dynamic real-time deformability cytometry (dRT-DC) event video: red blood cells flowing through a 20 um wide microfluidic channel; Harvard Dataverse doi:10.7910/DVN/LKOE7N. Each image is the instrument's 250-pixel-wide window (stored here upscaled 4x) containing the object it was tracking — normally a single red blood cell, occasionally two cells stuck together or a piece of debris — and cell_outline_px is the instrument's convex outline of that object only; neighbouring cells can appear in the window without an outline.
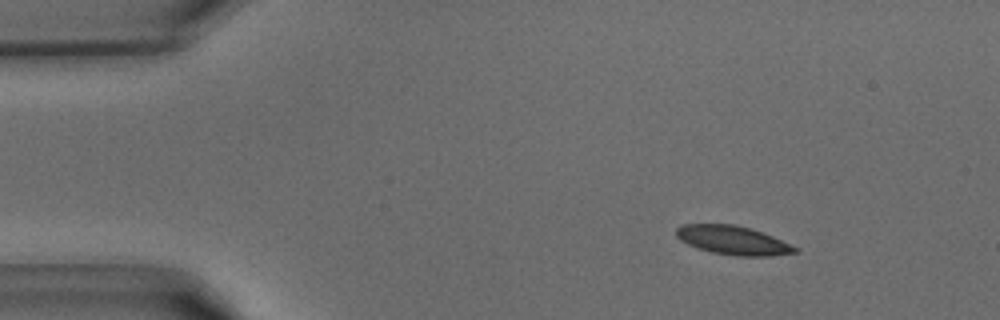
{"species": "common noctule bat (a hibernating species)", "species_latin": "Nyctalus noctula", "temperature_condition": "warm", "stored_images_in_passage": 40, "camera_frame_rate_fps": 3000, "um_per_image_px": 0.085, "animal": {"sex": "male", "body_mass_g": 15.6}, "frame": {"image": 1, "passage_image": 5, "time_ms": 1.333, "image_size_px": [1000, 320], "cell_outline_px": [[800, 252], [772, 256], [736, 256], [712, 252], [696, 248], [680, 240], [676, 236], [676, 228], [684, 224], [732, 224], [748, 228], [772, 236], [800, 248]], "centroid_in_image_um": [62.32, 20.44], "position_along_channel_um": 22.7, "area_um2": 19.94}}
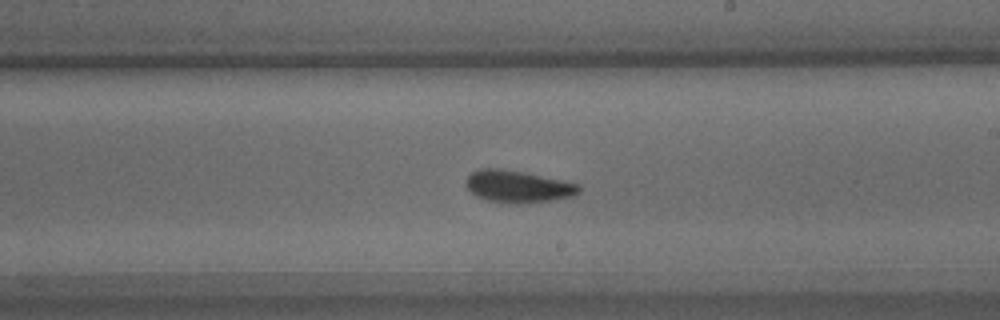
{"frame": {"image": 2, "passage_image": 23, "time_ms": 7.333, "image_size_px": [1000, 320], "cell_outline_px": [[580, 192], [572, 196], [552, 200], [520, 204], [488, 200], [476, 196], [464, 184], [468, 176], [472, 172], [480, 168], [500, 168], [524, 172], [580, 184]], "centroid_in_image_um": [44.02, 15.84], "position_along_channel_um": 245.0, "area_um2": 21.04}}
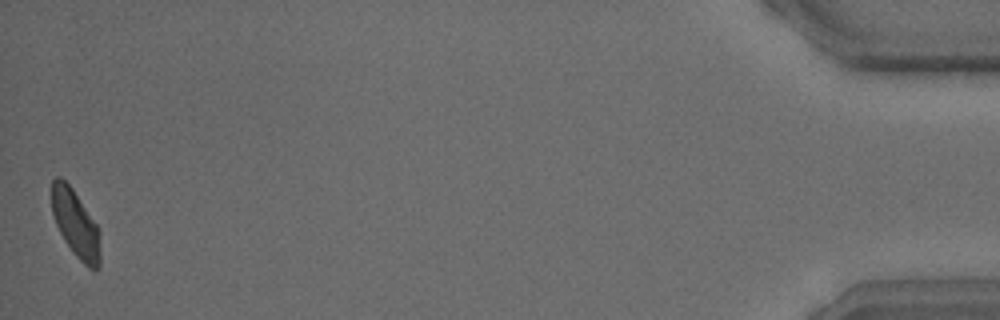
{"frame": {"image": 3, "passage_image": 40, "time_ms": 13.0, "image_size_px": [1000, 320], "cell_outline_px": [[100, 268], [88, 268], [72, 252], [64, 240], [56, 224], [52, 212], [52, 180], [56, 176], [60, 176], [72, 188], [96, 224], [100, 232]], "centroid_in_image_um": [6.43, 19.04], "position_along_channel_um": 428.8, "area_um2": 18.9}}